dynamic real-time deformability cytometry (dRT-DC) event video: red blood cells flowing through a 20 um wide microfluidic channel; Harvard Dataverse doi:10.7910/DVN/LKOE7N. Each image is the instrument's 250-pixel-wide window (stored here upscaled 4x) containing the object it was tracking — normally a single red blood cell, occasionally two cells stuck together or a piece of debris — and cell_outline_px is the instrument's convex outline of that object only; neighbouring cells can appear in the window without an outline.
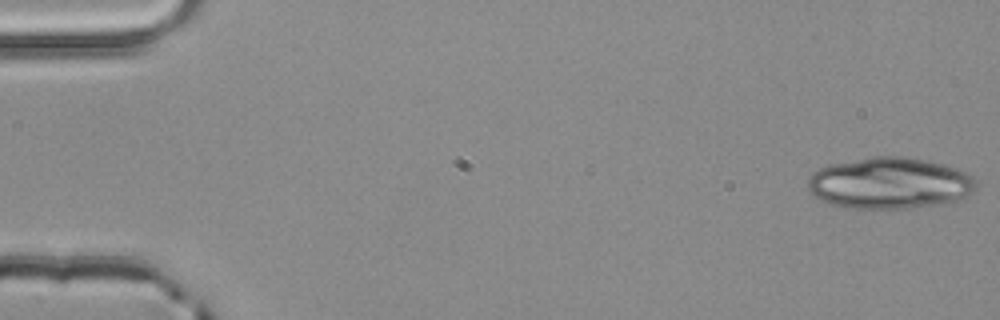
{"species": "common noctule bat (a hibernating species)", "species_latin": "Nyctalus noctula", "temperature_condition": "room temperature", "stored_images_in_passage": 4, "camera_frame_rate_fps": 3000, "um_per_image_px": 0.085, "animal": {"sex": "male", "body_mass_g": 20.4}, "frame": {"image": 1, "passage_image": 1, "time_ms": 0.0, "image_size_px": [1000, 320], "cell_outline_px": [[976, 188], [972, 192], [948, 204], [908, 208], [844, 208], [832, 204], [808, 192], [808, 180], [812, 172], [820, 168], [832, 164], [872, 156], [904, 156], [944, 164], [956, 168], [972, 176], [976, 180]], "centroid_in_image_um": [75.63, 15.57], "position_along_channel_um": 9.4, "area_um2": 50.46}}